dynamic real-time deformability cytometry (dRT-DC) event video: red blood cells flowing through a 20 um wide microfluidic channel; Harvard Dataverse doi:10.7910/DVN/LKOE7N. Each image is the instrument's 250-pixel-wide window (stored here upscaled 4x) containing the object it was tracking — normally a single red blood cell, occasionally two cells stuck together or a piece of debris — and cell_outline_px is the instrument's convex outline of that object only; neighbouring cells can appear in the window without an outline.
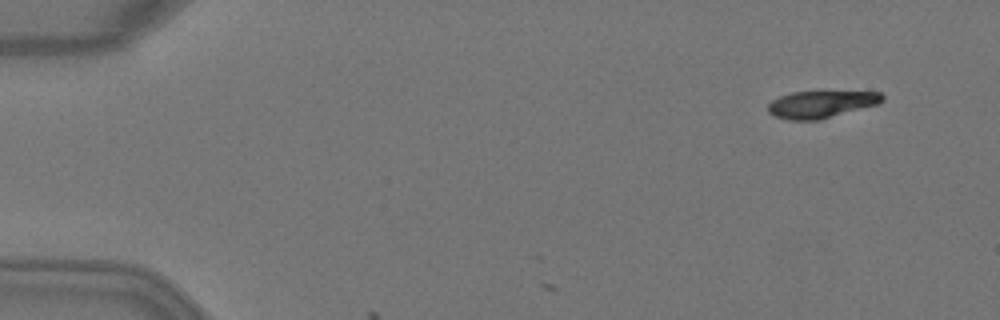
{"species": "Egyptian fruit bat (a non-hibernating species)", "species_latin": "Rousettus aegyptiacus", "temperature_condition": "warm", "stored_images_in_passage": 2, "camera_frame_rate_fps": 3000, "um_per_image_px": 0.085, "animal": {"sex": "female"}, "frame": {"image": 1, "passage_image": 2, "time_ms": 0.333, "image_size_px": [1000, 320], "cell_outline_px": [[884, 100], [880, 104], [820, 120], [788, 120], [776, 116], [768, 112], [768, 104], [772, 100], [780, 96], [792, 92], [880, 92], [884, 96]], "centroid_in_image_um": [69.82, 8.87], "position_along_channel_um": 15.2, "area_um2": 18.09}}